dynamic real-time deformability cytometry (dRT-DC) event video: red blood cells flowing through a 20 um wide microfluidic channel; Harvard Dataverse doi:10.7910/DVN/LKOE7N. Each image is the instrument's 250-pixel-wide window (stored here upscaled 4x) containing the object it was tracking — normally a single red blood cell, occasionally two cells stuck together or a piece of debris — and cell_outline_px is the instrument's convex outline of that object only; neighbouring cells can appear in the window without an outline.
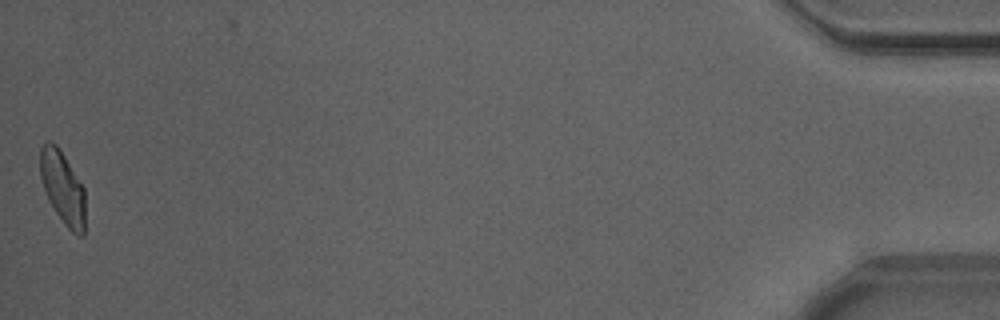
{"species": "Egyptian fruit bat (a non-hibernating species)", "species_latin": "Rousettus aegyptiacus", "temperature_condition": "warm", "stored_images_in_passage": 39, "camera_frame_rate_fps": 3000, "um_per_image_px": 0.085, "animal": {"sex": "male"}, "frame": {"image": 1, "passage_image": 39, "time_ms": 12.667, "image_size_px": [1000, 320], "cell_outline_px": [[84, 236], [80, 236], [72, 232], [64, 224], [48, 200], [40, 176], [40, 148], [48, 140], [56, 144], [60, 148], [84, 188]], "centroid_in_image_um": [5.32, 15.93], "position_along_channel_um": 429.9, "area_um2": 19.02}, "authors_computed_cell_mechanics": {"area_um2": 19.2474, "velocity_mm_per_s": 3.8616, "shape_relaxation_time_tau1_ms": 5.5077, "shape_relaxation_time_tau2_ms": 1.8787, "deformation_change_tau1": 0.1501, "deformation_change_tau2": 0.0795}}